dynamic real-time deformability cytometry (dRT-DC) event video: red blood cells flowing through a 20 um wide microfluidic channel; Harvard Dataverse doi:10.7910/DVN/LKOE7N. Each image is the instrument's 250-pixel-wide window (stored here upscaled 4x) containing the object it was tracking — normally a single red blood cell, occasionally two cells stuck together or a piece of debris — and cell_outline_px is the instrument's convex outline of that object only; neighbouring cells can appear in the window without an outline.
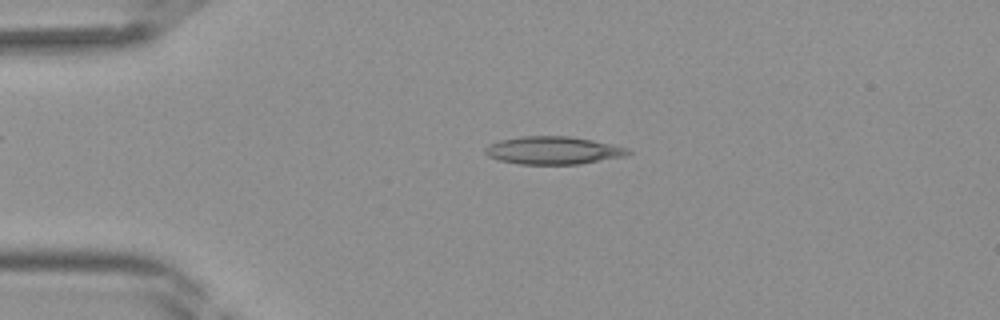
{"species": "Egyptian fruit bat (a non-hibernating species)", "species_latin": "Rousettus aegyptiacus", "temperature_condition": "room temperature", "stored_images_in_passage": 37, "camera_frame_rate_fps": 3000, "um_per_image_px": 0.085, "frame": {"image": 1, "passage_image": 5, "time_ms": 1.333, "image_size_px": [1000, 320], "cell_outline_px": [[632, 152], [624, 156], [580, 164], [520, 164], [500, 160], [488, 156], [484, 152], [484, 148], [488, 144], [500, 140], [520, 136], [568, 136], [592, 140], [612, 144], [628, 148]], "centroid_in_image_um": [47.0, 12.78], "position_along_channel_um": 38.0, "area_um2": 23.12}}
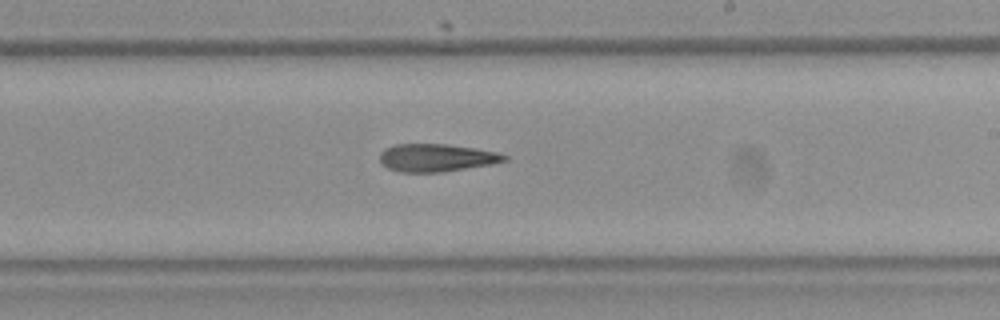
{"frame": {"image": 2, "passage_image": 20, "time_ms": 6.333, "image_size_px": [1000, 320], "cell_outline_px": [[508, 160], [492, 164], [440, 172], [400, 172], [388, 168], [380, 160], [380, 152], [384, 148], [396, 144], [448, 144], [476, 148], [500, 152], [508, 156]], "centroid_in_image_um": [37.13, 13.4], "position_along_channel_um": 251.9, "area_um2": 20.23}}
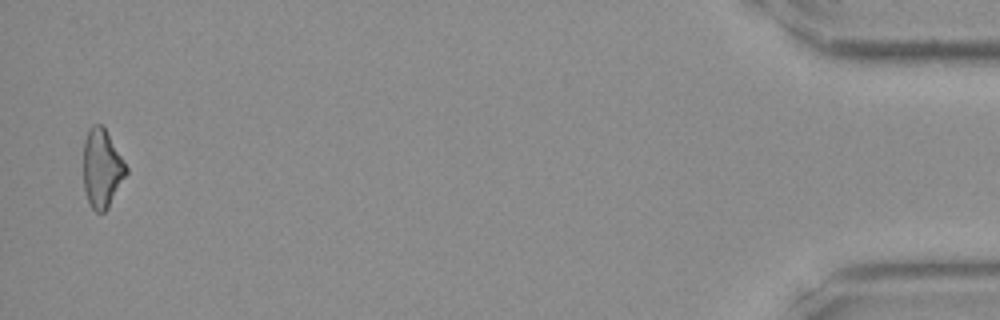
{"frame": {"image": 3, "passage_image": 36, "time_ms": 11.667, "image_size_px": [1000, 320], "cell_outline_px": [[128, 172], [108, 208], [104, 212], [96, 212], [88, 204], [84, 188], [84, 140], [92, 124], [100, 124], [104, 128], [124, 160], [128, 168]], "centroid_in_image_um": [8.67, 14.34], "position_along_channel_um": 426.5, "area_um2": 19.48}}